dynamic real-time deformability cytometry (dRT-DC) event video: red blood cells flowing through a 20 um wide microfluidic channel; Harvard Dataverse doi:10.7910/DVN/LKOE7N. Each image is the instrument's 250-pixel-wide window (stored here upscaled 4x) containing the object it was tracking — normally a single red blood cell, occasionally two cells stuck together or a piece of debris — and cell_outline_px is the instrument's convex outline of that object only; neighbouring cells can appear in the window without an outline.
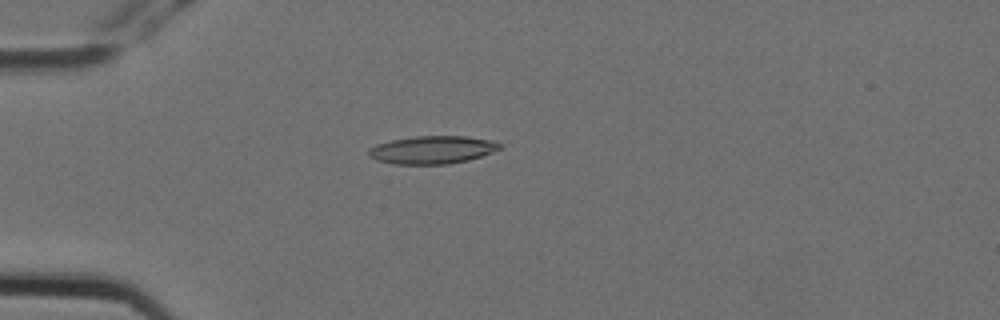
{"species": "Egyptian fruit bat (a non-hibernating species)", "species_latin": "Rousettus aegyptiacus", "temperature_condition": "cold", "stored_images_in_passage": 4, "camera_frame_rate_fps": 3000, "um_per_image_px": 0.085, "animal": {"sex": "female"}, "frame": {"image": 1, "passage_image": 4, "time_ms": 1.0, "image_size_px": [1000, 320], "cell_outline_px": [[504, 148], [468, 160], [448, 164], [392, 164], [376, 160], [368, 156], [368, 148], [376, 144], [392, 140], [416, 136], [464, 136], [488, 140], [500, 144]], "centroid_in_image_um": [36.7, 12.74], "position_along_channel_um": 48.3, "area_um2": 21.27}}